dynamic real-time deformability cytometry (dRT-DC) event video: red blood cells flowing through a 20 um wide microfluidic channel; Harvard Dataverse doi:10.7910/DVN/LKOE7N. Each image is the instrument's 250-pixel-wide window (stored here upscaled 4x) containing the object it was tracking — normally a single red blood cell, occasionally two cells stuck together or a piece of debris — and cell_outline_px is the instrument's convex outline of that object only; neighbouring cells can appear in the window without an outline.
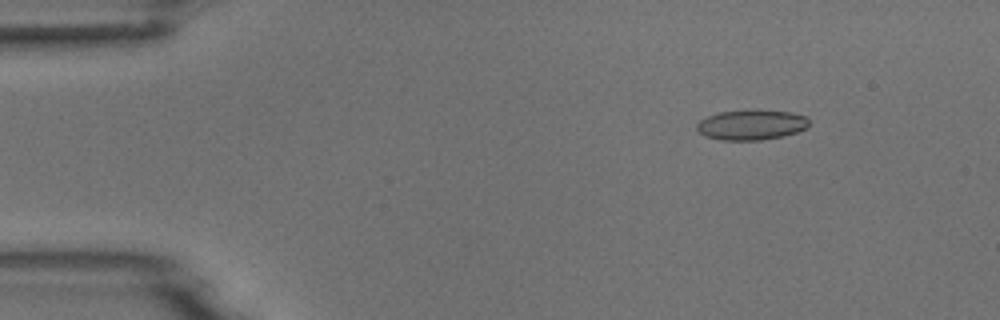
{"species": "common noctule bat (a hibernating species)", "species_latin": "Nyctalus noctula", "temperature_condition": "room temperature", "stored_images_in_passage": 4, "camera_frame_rate_fps": 3000, "um_per_image_px": 0.085, "animal": {"sex": "male", "body_mass_g": 18.8}, "frame": {"image": 1, "passage_image": 2, "time_ms": 1.0, "image_size_px": [1000, 320], "cell_outline_px": [[808, 128], [784, 136], [760, 140], [720, 140], [704, 136], [696, 128], [696, 124], [700, 120], [708, 116], [720, 112], [792, 112], [804, 116], [808, 120]], "centroid_in_image_um": [63.85, 10.65], "position_along_channel_um": 21.2, "area_um2": 19.07}}